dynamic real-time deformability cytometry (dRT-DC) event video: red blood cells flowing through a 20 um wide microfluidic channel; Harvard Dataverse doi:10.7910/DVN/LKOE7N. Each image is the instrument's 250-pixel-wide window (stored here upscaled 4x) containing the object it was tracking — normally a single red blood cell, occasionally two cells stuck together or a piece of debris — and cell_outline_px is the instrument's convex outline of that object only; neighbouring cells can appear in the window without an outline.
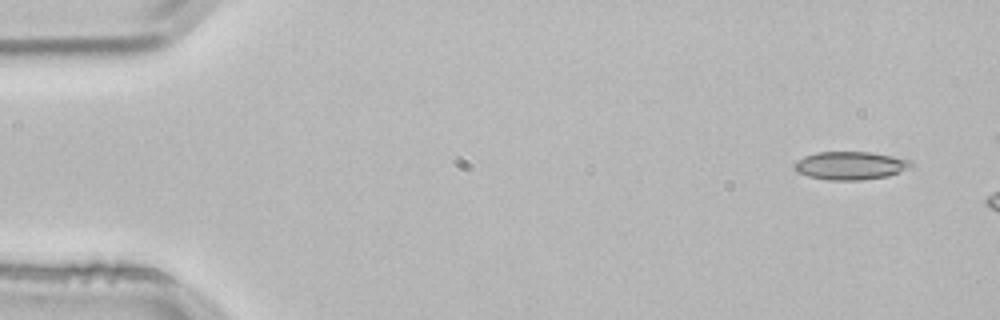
{"species": "common noctule bat (a hibernating species)", "species_latin": "Nyctalus noctula", "temperature_condition": "room temperature", "stored_images_in_passage": 3, "camera_frame_rate_fps": 3000, "um_per_image_px": 0.085, "animal": {"sex": "male", "body_mass_g": 21.5, "forearm_length_mm": 52.0}, "frame": {"image": 1, "passage_image": 1, "time_ms": 0.0, "image_size_px": [1000, 320], "cell_outline_px": [[912, 164], [888, 176], [860, 180], [828, 180], [808, 176], [796, 172], [792, 168], [792, 164], [796, 160], [804, 156], [816, 152], [868, 152], [892, 156], [912, 160]], "centroid_in_image_um": [72.17, 14.07], "position_along_channel_um": 12.8, "area_um2": 19.02}}